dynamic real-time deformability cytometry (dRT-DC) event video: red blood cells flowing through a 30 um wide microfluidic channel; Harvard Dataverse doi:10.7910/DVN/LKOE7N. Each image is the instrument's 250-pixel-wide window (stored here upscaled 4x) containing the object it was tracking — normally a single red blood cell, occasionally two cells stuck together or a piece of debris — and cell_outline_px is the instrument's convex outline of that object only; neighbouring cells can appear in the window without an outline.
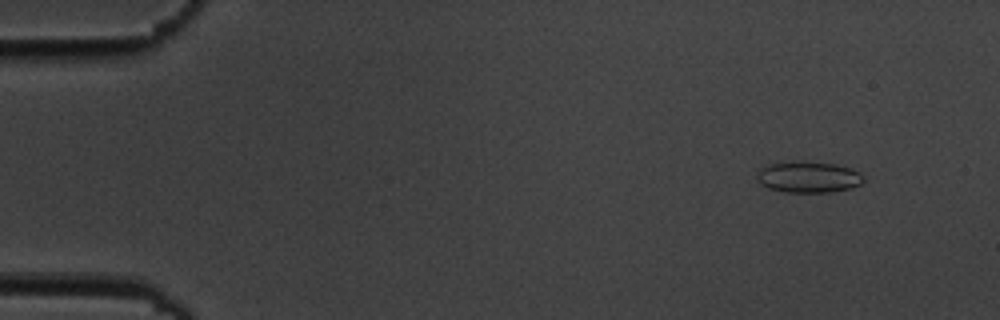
{"species": "common noctule bat (a hibernating species)", "species_latin": "Nyctalus noctula", "temperature_condition": "cold", "stored_images_in_passage": 7, "camera_frame_rate_fps": 3000, "um_per_image_px": 0.085, "animal": {"sex": "male", "body_mass_g": 19.5, "forearm_length_mm": 54.6}, "frame": {"image": 1, "passage_image": 1, "time_ms": 0.0, "image_size_px": [1000, 320], "cell_outline_px": [[864, 180], [860, 184], [852, 188], [832, 192], [784, 192], [768, 188], [760, 184], [756, 180], [756, 172], [760, 168], [772, 164], [836, 164], [852, 168], [860, 172], [864, 176]], "centroid_in_image_um": [68.74, 15.1], "position_along_channel_um": 16.3, "area_um2": 18.84}}
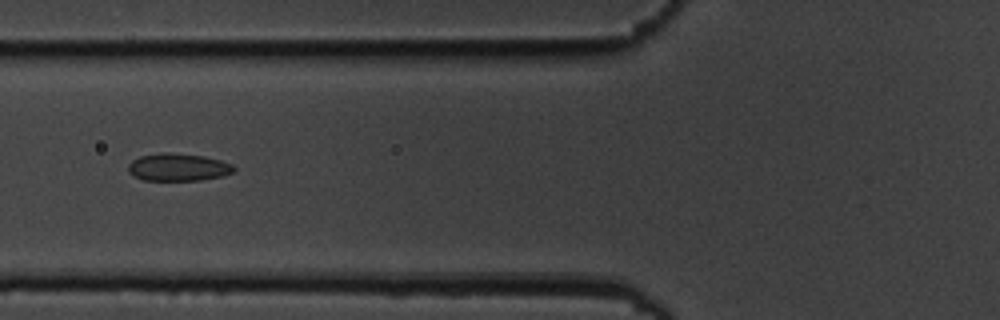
{"frame": {"image": 2, "passage_image": 5, "time_ms": 5.667, "image_size_px": [1000, 320], "cell_outline_px": [[236, 168], [232, 172], [224, 176], [200, 180], [144, 180], [128, 172], [128, 164], [132, 160], [140, 156], [164, 152], [168, 152], [204, 156], [220, 160], [232, 164]], "centroid_in_image_um": [15.15, 14.21], "position_along_channel_um": 110.6, "area_um2": 16.94}}
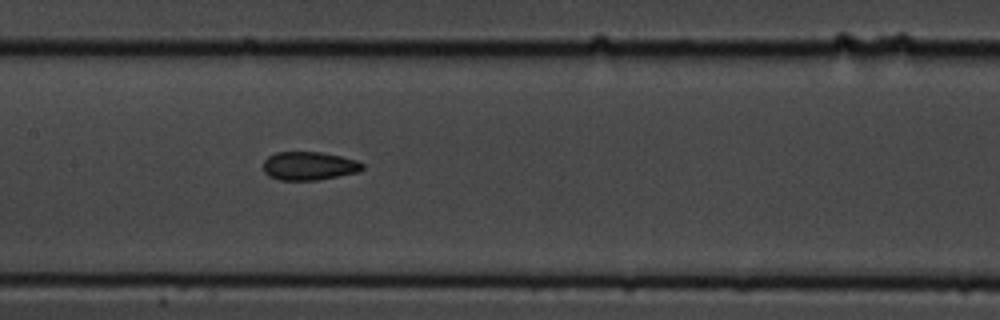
{"frame": {"image": 3, "passage_image": 7, "time_ms": 7.667, "image_size_px": [1000, 320], "cell_outline_px": [[364, 168], [360, 172], [316, 180], [280, 180], [268, 176], [264, 172], [264, 160], [268, 156], [276, 152], [324, 152], [356, 160], [364, 164]], "centroid_in_image_um": [26.28, 14.1], "position_along_channel_um": 181.1, "area_um2": 16.53}}